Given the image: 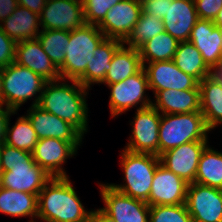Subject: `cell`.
I'll list each match as a JSON object with an SVG mask.
<instances>
[{
    "instance_id": "7402d4cb",
    "label": "cell",
    "mask_w": 222,
    "mask_h": 222,
    "mask_svg": "<svg viewBox=\"0 0 222 222\" xmlns=\"http://www.w3.org/2000/svg\"><path fill=\"white\" fill-rule=\"evenodd\" d=\"M152 106L162 114L200 112V89L160 90Z\"/></svg>"
},
{
    "instance_id": "b9f144b4",
    "label": "cell",
    "mask_w": 222,
    "mask_h": 222,
    "mask_svg": "<svg viewBox=\"0 0 222 222\" xmlns=\"http://www.w3.org/2000/svg\"><path fill=\"white\" fill-rule=\"evenodd\" d=\"M47 0H18V5L29 9L30 11L41 14Z\"/></svg>"
},
{
    "instance_id": "4fadbf2b",
    "label": "cell",
    "mask_w": 222,
    "mask_h": 222,
    "mask_svg": "<svg viewBox=\"0 0 222 222\" xmlns=\"http://www.w3.org/2000/svg\"><path fill=\"white\" fill-rule=\"evenodd\" d=\"M51 178L36 163L7 164V171L1 175L0 186L38 196Z\"/></svg>"
},
{
    "instance_id": "7dc6e473",
    "label": "cell",
    "mask_w": 222,
    "mask_h": 222,
    "mask_svg": "<svg viewBox=\"0 0 222 222\" xmlns=\"http://www.w3.org/2000/svg\"><path fill=\"white\" fill-rule=\"evenodd\" d=\"M1 155H2V145H0V179H1V175L3 173L2 168H1Z\"/></svg>"
},
{
    "instance_id": "bcb514c9",
    "label": "cell",
    "mask_w": 222,
    "mask_h": 222,
    "mask_svg": "<svg viewBox=\"0 0 222 222\" xmlns=\"http://www.w3.org/2000/svg\"><path fill=\"white\" fill-rule=\"evenodd\" d=\"M2 75H3V68L0 67V104H2Z\"/></svg>"
},
{
    "instance_id": "4316f807",
    "label": "cell",
    "mask_w": 222,
    "mask_h": 222,
    "mask_svg": "<svg viewBox=\"0 0 222 222\" xmlns=\"http://www.w3.org/2000/svg\"><path fill=\"white\" fill-rule=\"evenodd\" d=\"M0 212L13 217L37 218L38 196L0 186Z\"/></svg>"
},
{
    "instance_id": "7a4b0ae2",
    "label": "cell",
    "mask_w": 222,
    "mask_h": 222,
    "mask_svg": "<svg viewBox=\"0 0 222 222\" xmlns=\"http://www.w3.org/2000/svg\"><path fill=\"white\" fill-rule=\"evenodd\" d=\"M68 177H52L45 184L38 195L37 218L45 222H89L92 211L85 210Z\"/></svg>"
},
{
    "instance_id": "60d3db41",
    "label": "cell",
    "mask_w": 222,
    "mask_h": 222,
    "mask_svg": "<svg viewBox=\"0 0 222 222\" xmlns=\"http://www.w3.org/2000/svg\"><path fill=\"white\" fill-rule=\"evenodd\" d=\"M18 0H0V23L18 7Z\"/></svg>"
},
{
    "instance_id": "ab89813d",
    "label": "cell",
    "mask_w": 222,
    "mask_h": 222,
    "mask_svg": "<svg viewBox=\"0 0 222 222\" xmlns=\"http://www.w3.org/2000/svg\"><path fill=\"white\" fill-rule=\"evenodd\" d=\"M3 106V104H0V145L5 142L7 126L10 120L9 118L11 114H15L16 112L12 108L7 106L3 108Z\"/></svg>"
},
{
    "instance_id": "2e32d148",
    "label": "cell",
    "mask_w": 222,
    "mask_h": 222,
    "mask_svg": "<svg viewBox=\"0 0 222 222\" xmlns=\"http://www.w3.org/2000/svg\"><path fill=\"white\" fill-rule=\"evenodd\" d=\"M143 65L147 74L149 89L156 94L160 90H188L200 89L199 82L184 73L173 60L152 62Z\"/></svg>"
},
{
    "instance_id": "d4e9b609",
    "label": "cell",
    "mask_w": 222,
    "mask_h": 222,
    "mask_svg": "<svg viewBox=\"0 0 222 222\" xmlns=\"http://www.w3.org/2000/svg\"><path fill=\"white\" fill-rule=\"evenodd\" d=\"M122 44L113 54L103 84H114L137 74L142 68L139 50Z\"/></svg>"
},
{
    "instance_id": "ba28073f",
    "label": "cell",
    "mask_w": 222,
    "mask_h": 222,
    "mask_svg": "<svg viewBox=\"0 0 222 222\" xmlns=\"http://www.w3.org/2000/svg\"><path fill=\"white\" fill-rule=\"evenodd\" d=\"M160 113L151 105L137 108L132 124V135L125 149L136 153L159 156Z\"/></svg>"
},
{
    "instance_id": "f1b7e54d",
    "label": "cell",
    "mask_w": 222,
    "mask_h": 222,
    "mask_svg": "<svg viewBox=\"0 0 222 222\" xmlns=\"http://www.w3.org/2000/svg\"><path fill=\"white\" fill-rule=\"evenodd\" d=\"M173 61L184 73L198 82L208 76V66L203 61L199 50L189 41L179 42Z\"/></svg>"
},
{
    "instance_id": "f546056e",
    "label": "cell",
    "mask_w": 222,
    "mask_h": 222,
    "mask_svg": "<svg viewBox=\"0 0 222 222\" xmlns=\"http://www.w3.org/2000/svg\"><path fill=\"white\" fill-rule=\"evenodd\" d=\"M195 182L222 189V153L207 146L199 160Z\"/></svg>"
},
{
    "instance_id": "e575fe53",
    "label": "cell",
    "mask_w": 222,
    "mask_h": 222,
    "mask_svg": "<svg viewBox=\"0 0 222 222\" xmlns=\"http://www.w3.org/2000/svg\"><path fill=\"white\" fill-rule=\"evenodd\" d=\"M121 0H82L84 19L87 24L98 25L107 12Z\"/></svg>"
},
{
    "instance_id": "83f0119b",
    "label": "cell",
    "mask_w": 222,
    "mask_h": 222,
    "mask_svg": "<svg viewBox=\"0 0 222 222\" xmlns=\"http://www.w3.org/2000/svg\"><path fill=\"white\" fill-rule=\"evenodd\" d=\"M178 43L166 31L159 33L138 48L142 64L173 60Z\"/></svg>"
},
{
    "instance_id": "5bb4252c",
    "label": "cell",
    "mask_w": 222,
    "mask_h": 222,
    "mask_svg": "<svg viewBox=\"0 0 222 222\" xmlns=\"http://www.w3.org/2000/svg\"><path fill=\"white\" fill-rule=\"evenodd\" d=\"M141 11L140 0H121L107 12L97 27L106 38L123 42L138 22Z\"/></svg>"
},
{
    "instance_id": "ac0fdd59",
    "label": "cell",
    "mask_w": 222,
    "mask_h": 222,
    "mask_svg": "<svg viewBox=\"0 0 222 222\" xmlns=\"http://www.w3.org/2000/svg\"><path fill=\"white\" fill-rule=\"evenodd\" d=\"M27 117L40 139L55 138L73 142L77 147L82 142L83 135L71 124L42 110L39 106H31Z\"/></svg>"
},
{
    "instance_id": "7c38bea8",
    "label": "cell",
    "mask_w": 222,
    "mask_h": 222,
    "mask_svg": "<svg viewBox=\"0 0 222 222\" xmlns=\"http://www.w3.org/2000/svg\"><path fill=\"white\" fill-rule=\"evenodd\" d=\"M208 141H191L169 149L162 153L161 164L184 179L187 183H194L200 157L207 147Z\"/></svg>"
},
{
    "instance_id": "d6986e66",
    "label": "cell",
    "mask_w": 222,
    "mask_h": 222,
    "mask_svg": "<svg viewBox=\"0 0 222 222\" xmlns=\"http://www.w3.org/2000/svg\"><path fill=\"white\" fill-rule=\"evenodd\" d=\"M14 62L29 68L46 81L61 79L59 69L45 53L37 38L16 43Z\"/></svg>"
},
{
    "instance_id": "8fae6325",
    "label": "cell",
    "mask_w": 222,
    "mask_h": 222,
    "mask_svg": "<svg viewBox=\"0 0 222 222\" xmlns=\"http://www.w3.org/2000/svg\"><path fill=\"white\" fill-rule=\"evenodd\" d=\"M85 23L82 0H47L40 14L42 30L73 31Z\"/></svg>"
},
{
    "instance_id": "30bf717a",
    "label": "cell",
    "mask_w": 222,
    "mask_h": 222,
    "mask_svg": "<svg viewBox=\"0 0 222 222\" xmlns=\"http://www.w3.org/2000/svg\"><path fill=\"white\" fill-rule=\"evenodd\" d=\"M185 204L193 222H222V189L189 183Z\"/></svg>"
},
{
    "instance_id": "1f68e13d",
    "label": "cell",
    "mask_w": 222,
    "mask_h": 222,
    "mask_svg": "<svg viewBox=\"0 0 222 222\" xmlns=\"http://www.w3.org/2000/svg\"><path fill=\"white\" fill-rule=\"evenodd\" d=\"M17 122L10 129L8 122L5 144L27 152H32L39 140L27 116L17 118Z\"/></svg>"
},
{
    "instance_id": "4dcf8cb0",
    "label": "cell",
    "mask_w": 222,
    "mask_h": 222,
    "mask_svg": "<svg viewBox=\"0 0 222 222\" xmlns=\"http://www.w3.org/2000/svg\"><path fill=\"white\" fill-rule=\"evenodd\" d=\"M165 31L163 20L141 11L138 22L127 38L122 42L131 48L138 49L149 39Z\"/></svg>"
},
{
    "instance_id": "603a6c76",
    "label": "cell",
    "mask_w": 222,
    "mask_h": 222,
    "mask_svg": "<svg viewBox=\"0 0 222 222\" xmlns=\"http://www.w3.org/2000/svg\"><path fill=\"white\" fill-rule=\"evenodd\" d=\"M122 44L120 40L105 38L94 51V56L87 64L86 72L77 81L89 90L94 83L102 84L111 67L113 54Z\"/></svg>"
},
{
    "instance_id": "ee69618b",
    "label": "cell",
    "mask_w": 222,
    "mask_h": 222,
    "mask_svg": "<svg viewBox=\"0 0 222 222\" xmlns=\"http://www.w3.org/2000/svg\"><path fill=\"white\" fill-rule=\"evenodd\" d=\"M89 222H116L109 215L104 213L101 209H97L91 212Z\"/></svg>"
},
{
    "instance_id": "9a60e30c",
    "label": "cell",
    "mask_w": 222,
    "mask_h": 222,
    "mask_svg": "<svg viewBox=\"0 0 222 222\" xmlns=\"http://www.w3.org/2000/svg\"><path fill=\"white\" fill-rule=\"evenodd\" d=\"M77 149L78 147L73 142L44 138L38 140L32 151V157L35 163L51 177H67L62 165L66 159L76 155Z\"/></svg>"
},
{
    "instance_id": "f6af8a7d",
    "label": "cell",
    "mask_w": 222,
    "mask_h": 222,
    "mask_svg": "<svg viewBox=\"0 0 222 222\" xmlns=\"http://www.w3.org/2000/svg\"><path fill=\"white\" fill-rule=\"evenodd\" d=\"M213 23L215 24L216 27H219L222 29V8L218 12L216 18L214 19Z\"/></svg>"
},
{
    "instance_id": "277c9868",
    "label": "cell",
    "mask_w": 222,
    "mask_h": 222,
    "mask_svg": "<svg viewBox=\"0 0 222 222\" xmlns=\"http://www.w3.org/2000/svg\"><path fill=\"white\" fill-rule=\"evenodd\" d=\"M105 38L94 24L85 23L70 31L65 59L58 68L61 79L78 80L86 72L87 64L94 56V51Z\"/></svg>"
},
{
    "instance_id": "74e56055",
    "label": "cell",
    "mask_w": 222,
    "mask_h": 222,
    "mask_svg": "<svg viewBox=\"0 0 222 222\" xmlns=\"http://www.w3.org/2000/svg\"><path fill=\"white\" fill-rule=\"evenodd\" d=\"M16 42L9 38L0 27V67L9 66L15 60Z\"/></svg>"
},
{
    "instance_id": "cb8c5ba5",
    "label": "cell",
    "mask_w": 222,
    "mask_h": 222,
    "mask_svg": "<svg viewBox=\"0 0 222 222\" xmlns=\"http://www.w3.org/2000/svg\"><path fill=\"white\" fill-rule=\"evenodd\" d=\"M2 23L0 24L2 31L16 43L35 39L40 34L38 32L41 25L40 15L21 6H18Z\"/></svg>"
},
{
    "instance_id": "52a82bcc",
    "label": "cell",
    "mask_w": 222,
    "mask_h": 222,
    "mask_svg": "<svg viewBox=\"0 0 222 222\" xmlns=\"http://www.w3.org/2000/svg\"><path fill=\"white\" fill-rule=\"evenodd\" d=\"M108 87L111 89L109 107L112 117L137 106L139 102H141L139 109L151 106L153 103L145 94L149 85L144 68L123 81L109 84Z\"/></svg>"
},
{
    "instance_id": "7bdbcfd3",
    "label": "cell",
    "mask_w": 222,
    "mask_h": 222,
    "mask_svg": "<svg viewBox=\"0 0 222 222\" xmlns=\"http://www.w3.org/2000/svg\"><path fill=\"white\" fill-rule=\"evenodd\" d=\"M207 77L217 84L222 85V60L209 66Z\"/></svg>"
},
{
    "instance_id": "5b68a950",
    "label": "cell",
    "mask_w": 222,
    "mask_h": 222,
    "mask_svg": "<svg viewBox=\"0 0 222 222\" xmlns=\"http://www.w3.org/2000/svg\"><path fill=\"white\" fill-rule=\"evenodd\" d=\"M211 131L201 112L161 114L159 125V156L165 151L191 141H208Z\"/></svg>"
},
{
    "instance_id": "6da1fadb",
    "label": "cell",
    "mask_w": 222,
    "mask_h": 222,
    "mask_svg": "<svg viewBox=\"0 0 222 222\" xmlns=\"http://www.w3.org/2000/svg\"><path fill=\"white\" fill-rule=\"evenodd\" d=\"M60 81L65 80L46 82L37 106L68 122L84 135L88 130V107L85 99L88 89L77 80H71L72 85Z\"/></svg>"
},
{
    "instance_id": "e0dca14e",
    "label": "cell",
    "mask_w": 222,
    "mask_h": 222,
    "mask_svg": "<svg viewBox=\"0 0 222 222\" xmlns=\"http://www.w3.org/2000/svg\"><path fill=\"white\" fill-rule=\"evenodd\" d=\"M188 184L160 163L153 177L149 206L185 204Z\"/></svg>"
},
{
    "instance_id": "8992f818",
    "label": "cell",
    "mask_w": 222,
    "mask_h": 222,
    "mask_svg": "<svg viewBox=\"0 0 222 222\" xmlns=\"http://www.w3.org/2000/svg\"><path fill=\"white\" fill-rule=\"evenodd\" d=\"M2 104L17 111L28 99L35 96L32 106L38 105L46 80L29 68L15 62L3 68Z\"/></svg>"
},
{
    "instance_id": "9c48e42d",
    "label": "cell",
    "mask_w": 222,
    "mask_h": 222,
    "mask_svg": "<svg viewBox=\"0 0 222 222\" xmlns=\"http://www.w3.org/2000/svg\"><path fill=\"white\" fill-rule=\"evenodd\" d=\"M105 206L100 208L116 222H149L150 206L115 190L110 184H99Z\"/></svg>"
},
{
    "instance_id": "44dd1931",
    "label": "cell",
    "mask_w": 222,
    "mask_h": 222,
    "mask_svg": "<svg viewBox=\"0 0 222 222\" xmlns=\"http://www.w3.org/2000/svg\"><path fill=\"white\" fill-rule=\"evenodd\" d=\"M188 41L199 50L208 67L222 60V29L213 21L199 19Z\"/></svg>"
},
{
    "instance_id": "3957f363",
    "label": "cell",
    "mask_w": 222,
    "mask_h": 222,
    "mask_svg": "<svg viewBox=\"0 0 222 222\" xmlns=\"http://www.w3.org/2000/svg\"><path fill=\"white\" fill-rule=\"evenodd\" d=\"M121 166L124 171V185L110 184L115 190L134 199L149 204V195L153 177L160 157L147 153H136L126 149L121 154Z\"/></svg>"
},
{
    "instance_id": "8d00e7d4",
    "label": "cell",
    "mask_w": 222,
    "mask_h": 222,
    "mask_svg": "<svg viewBox=\"0 0 222 222\" xmlns=\"http://www.w3.org/2000/svg\"><path fill=\"white\" fill-rule=\"evenodd\" d=\"M199 19L214 21L222 8V0H194Z\"/></svg>"
},
{
    "instance_id": "f35d334b",
    "label": "cell",
    "mask_w": 222,
    "mask_h": 222,
    "mask_svg": "<svg viewBox=\"0 0 222 222\" xmlns=\"http://www.w3.org/2000/svg\"><path fill=\"white\" fill-rule=\"evenodd\" d=\"M143 13L163 19L166 15L167 0H140Z\"/></svg>"
},
{
    "instance_id": "836d02e7",
    "label": "cell",
    "mask_w": 222,
    "mask_h": 222,
    "mask_svg": "<svg viewBox=\"0 0 222 222\" xmlns=\"http://www.w3.org/2000/svg\"><path fill=\"white\" fill-rule=\"evenodd\" d=\"M149 222H193L186 204L150 206Z\"/></svg>"
},
{
    "instance_id": "484cf974",
    "label": "cell",
    "mask_w": 222,
    "mask_h": 222,
    "mask_svg": "<svg viewBox=\"0 0 222 222\" xmlns=\"http://www.w3.org/2000/svg\"><path fill=\"white\" fill-rule=\"evenodd\" d=\"M200 112L206 126L212 130L222 123V85L205 77L199 82Z\"/></svg>"
},
{
    "instance_id": "ffe728a7",
    "label": "cell",
    "mask_w": 222,
    "mask_h": 222,
    "mask_svg": "<svg viewBox=\"0 0 222 222\" xmlns=\"http://www.w3.org/2000/svg\"><path fill=\"white\" fill-rule=\"evenodd\" d=\"M162 20L165 31L178 42L188 41L199 20L194 0H167L166 15Z\"/></svg>"
},
{
    "instance_id": "d590c367",
    "label": "cell",
    "mask_w": 222,
    "mask_h": 222,
    "mask_svg": "<svg viewBox=\"0 0 222 222\" xmlns=\"http://www.w3.org/2000/svg\"><path fill=\"white\" fill-rule=\"evenodd\" d=\"M17 163H35L32 152L17 149L13 146L3 143L1 155L2 171H7V164Z\"/></svg>"
},
{
    "instance_id": "d6a6232c",
    "label": "cell",
    "mask_w": 222,
    "mask_h": 222,
    "mask_svg": "<svg viewBox=\"0 0 222 222\" xmlns=\"http://www.w3.org/2000/svg\"><path fill=\"white\" fill-rule=\"evenodd\" d=\"M70 31L41 30L37 39L54 65L59 68L65 59Z\"/></svg>"
}]
</instances>
